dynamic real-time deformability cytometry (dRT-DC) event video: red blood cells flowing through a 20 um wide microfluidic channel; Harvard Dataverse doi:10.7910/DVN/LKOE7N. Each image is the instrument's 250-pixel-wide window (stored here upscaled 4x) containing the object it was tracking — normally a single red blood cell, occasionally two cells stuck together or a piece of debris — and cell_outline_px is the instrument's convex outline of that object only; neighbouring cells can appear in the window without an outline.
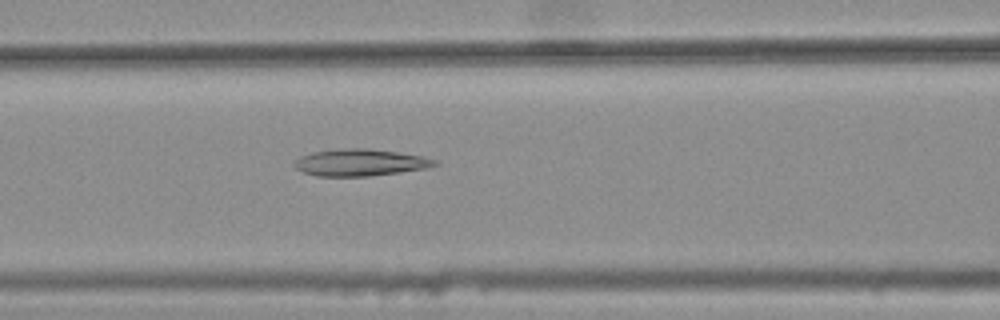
{"species": "common noctule bat (a hibernating species)", "species_latin": "Nyctalus noctula", "temperature_condition": "warm", "stored_images_in_passage": 42, "camera_frame_rate_fps": 3000, "um_per_image_px": 0.085, "animal": {"sex": "female", "body_mass_g": 25.1}, "frame": {"image": 1, "passage_image": 18, "time_ms": 5.667, "image_size_px": [1000, 320], "cell_outline_px": [[440, 164], [424, 168], [368, 176], [316, 176], [304, 172], [296, 168], [292, 164], [300, 156], [312, 152], [344, 148], [368, 148], [396, 152], [420, 156], [436, 160]], "centroid_in_image_um": [30.56, 13.81], "position_along_channel_um": 136.0, "area_um2": 21.68}}
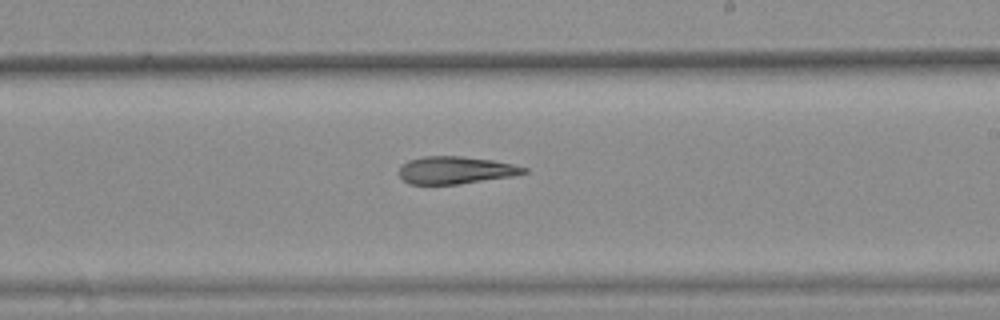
{"frame": {"image": 2, "passage_image": 27, "time_ms": 8.667, "image_size_px": [1000, 320], "cell_outline_px": [[528, 172], [512, 176], [456, 184], [408, 184], [400, 176], [400, 168], [408, 160], [424, 156], [460, 156], [492, 160], [512, 164], [528, 168]], "centroid_in_image_um": [38.72, 14.46], "position_along_channel_um": 250.3, "area_um2": 19.71}}
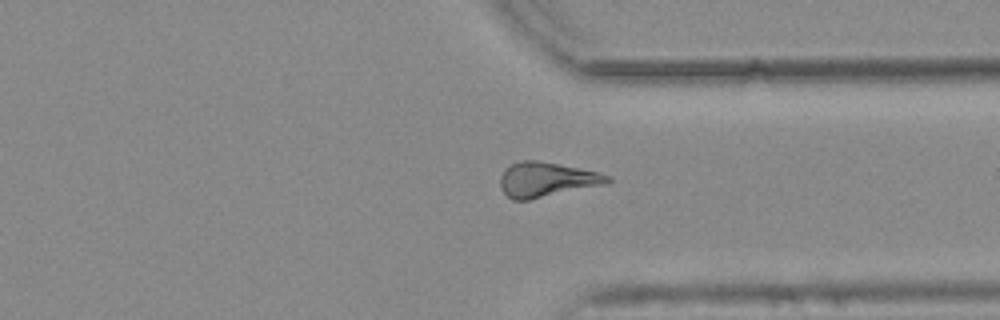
{"frame": {"image": 3, "passage_image": 36, "time_ms": 11.667, "image_size_px": [1000, 320], "cell_outline_px": [[612, 180], [608, 184], [528, 200], [512, 200], [504, 192], [500, 184], [500, 176], [504, 168], [520, 160], [536, 160], [596, 172], [612, 176]], "centroid_in_image_um": [46.45, 15.27], "position_along_channel_um": 364.9, "area_um2": 21.62}}